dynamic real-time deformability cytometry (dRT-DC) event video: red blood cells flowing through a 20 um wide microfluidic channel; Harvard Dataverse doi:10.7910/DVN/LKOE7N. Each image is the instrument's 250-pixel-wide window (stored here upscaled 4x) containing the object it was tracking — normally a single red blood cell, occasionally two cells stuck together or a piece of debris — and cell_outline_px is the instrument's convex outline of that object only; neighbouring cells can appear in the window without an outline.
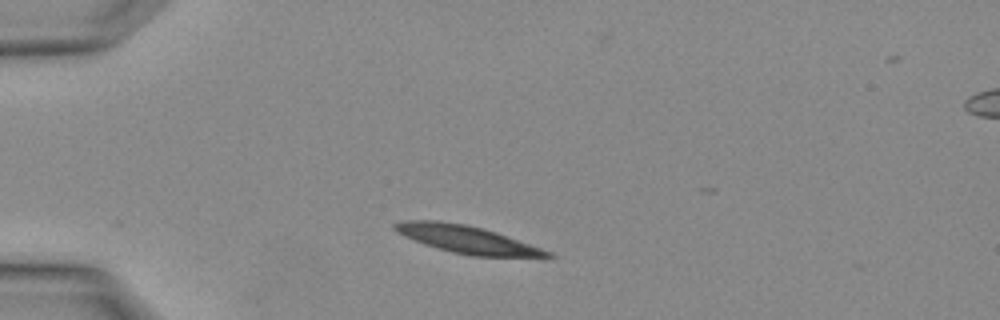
{"species": "Egyptian fruit bat (a non-hibernating species)", "species_latin": "Rousettus aegyptiacus", "temperature_condition": "warm", "stored_images_in_passage": 2, "camera_frame_rate_fps": 3000, "um_per_image_px": 0.085, "animal": {"sex": "female"}, "frame": {"image": 1, "passage_image": 1, "time_ms": 0.0, "image_size_px": [1000, 320], "cell_outline_px": [[556, 256], [472, 256], [452, 252], [424, 244], [392, 228], [392, 224], [404, 220], [440, 220], [468, 224], [484, 228], [496, 232], [552, 252]], "centroid_in_image_um": [39.67, 20.32], "position_along_channel_um": 45.3, "area_um2": 24.1}}